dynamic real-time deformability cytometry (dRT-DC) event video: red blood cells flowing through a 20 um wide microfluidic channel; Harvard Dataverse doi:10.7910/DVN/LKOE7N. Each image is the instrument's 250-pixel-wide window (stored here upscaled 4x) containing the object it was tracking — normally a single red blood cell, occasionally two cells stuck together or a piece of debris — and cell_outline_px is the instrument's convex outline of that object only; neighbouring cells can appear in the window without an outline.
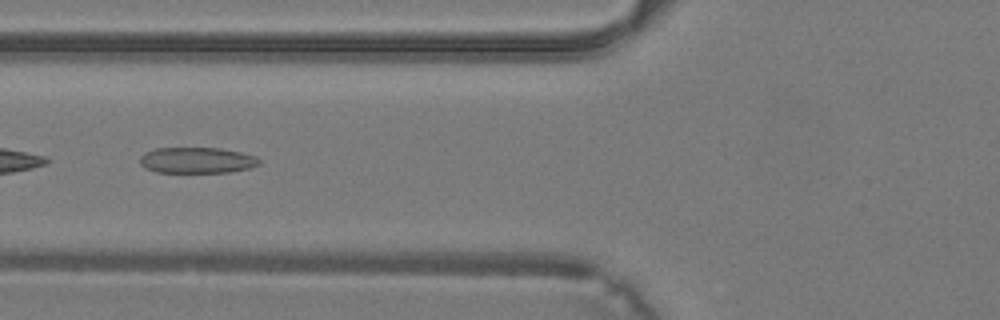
{"species": "common noctule bat (a hibernating species)", "species_latin": "Nyctalus noctula", "temperature_condition": "warm", "stored_images_in_passage": 27, "camera_frame_rate_fps": 3000, "um_per_image_px": 0.085, "animal": {"sex": "male", "body_mass_g": 19.2, "forearm_length_mm": 51.8}, "frame": {"image": 1, "passage_image": 5, "time_ms": 1.333, "image_size_px": [1000, 320], "cell_outline_px": [[260, 164], [248, 168], [228, 172], [156, 172], [144, 168], [140, 164], [140, 156], [144, 152], [156, 148], [220, 148], [240, 152], [256, 156], [260, 160]], "centroid_in_image_um": [16.71, 13.62], "position_along_channel_um": 109.1, "area_um2": 18.03}}
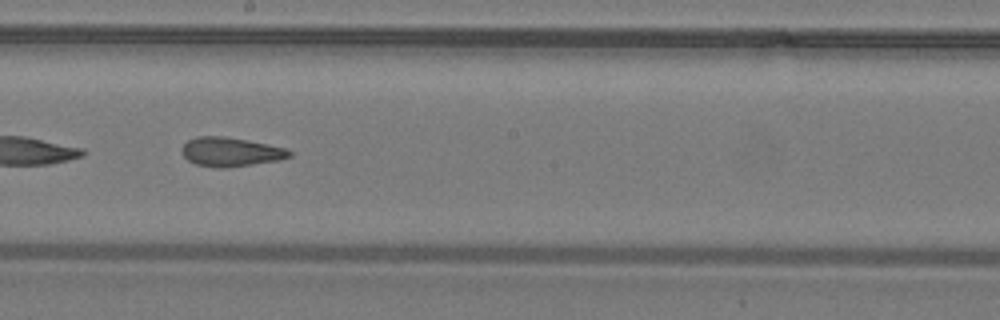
{"frame": {"image": 2, "passage_image": 12, "time_ms": 3.667, "image_size_px": [1000, 320], "cell_outline_px": [[292, 156], [280, 160], [228, 168], [220, 168], [196, 164], [188, 160], [180, 152], [180, 148], [188, 140], [196, 136], [224, 136], [268, 144], [288, 148], [292, 152]], "centroid_in_image_um": [19.61, 12.91], "position_along_channel_um": 228.6, "area_um2": 18.44}}